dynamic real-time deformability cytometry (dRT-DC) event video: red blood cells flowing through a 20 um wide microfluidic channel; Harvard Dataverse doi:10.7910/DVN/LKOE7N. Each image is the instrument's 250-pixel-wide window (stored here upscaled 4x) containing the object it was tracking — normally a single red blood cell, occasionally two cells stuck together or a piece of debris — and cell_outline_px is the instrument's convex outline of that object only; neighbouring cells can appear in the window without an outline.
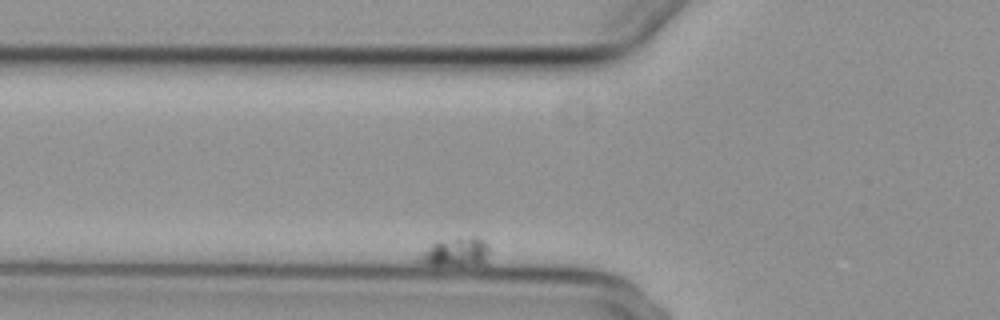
{"species": "common noctule bat (a hibernating species)", "species_latin": "Nyctalus noctula", "temperature_condition": "cold", "stored_images_in_passage": 56, "camera_frame_rate_fps": 3000, "um_per_image_px": 0.085, "animal": {"sex": "female", "body_mass_g": 29.2, "forearm_length_mm": 56.3}, "frame": {"image": 1, "passage_image": 5, "time_ms": 1.333, "image_size_px": [1000, 320], "cell_outline_px": [[488, 252], [484, 264], [424, 264], [420, 260], [420, 256], [436, 240], [472, 236], [476, 236], [484, 240], [488, 244]], "centroid_in_image_um": [38.81, 21.38], "position_along_channel_um": 87.0, "area_um2": 11.33}}
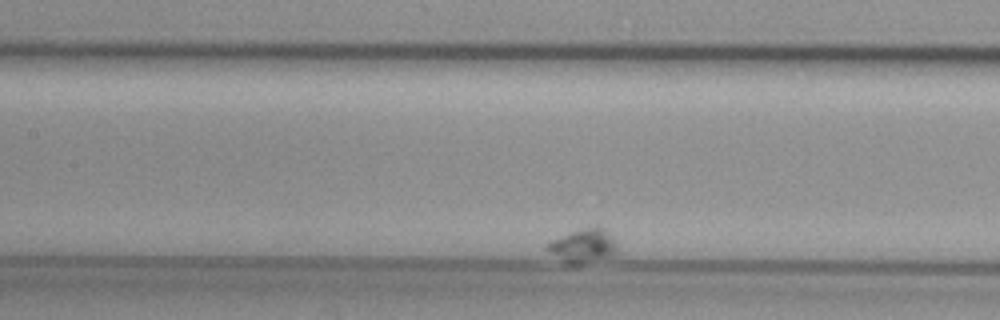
{"frame": {"image": 2, "passage_image": 18, "time_ms": 5.667, "image_size_px": [1000, 320], "cell_outline_px": [[616, 252], [608, 256], [580, 264], [568, 264], [548, 252], [544, 248], [548, 240], [580, 228], [596, 224], [604, 228], [616, 244]], "centroid_in_image_um": [49.48, 20.85], "position_along_channel_um": 157.9, "area_um2": 13.87}}
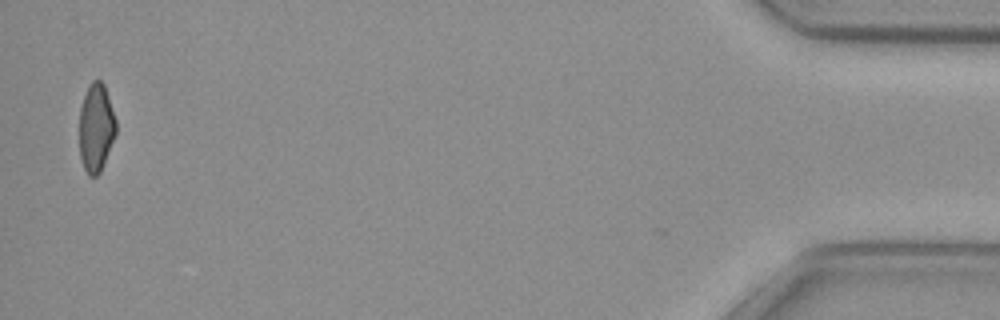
{"frame": {"image": 3, "passage_image": 55, "time_ms": 18.0, "image_size_px": [1000, 320], "cell_outline_px": [[116, 132], [100, 172], [96, 176], [88, 176], [84, 168], [80, 156], [80, 108], [88, 84], [92, 80], [100, 80], [104, 84], [116, 120]], "centroid_in_image_um": [8.16, 10.84], "position_along_channel_um": 427.0, "area_um2": 18.67}}